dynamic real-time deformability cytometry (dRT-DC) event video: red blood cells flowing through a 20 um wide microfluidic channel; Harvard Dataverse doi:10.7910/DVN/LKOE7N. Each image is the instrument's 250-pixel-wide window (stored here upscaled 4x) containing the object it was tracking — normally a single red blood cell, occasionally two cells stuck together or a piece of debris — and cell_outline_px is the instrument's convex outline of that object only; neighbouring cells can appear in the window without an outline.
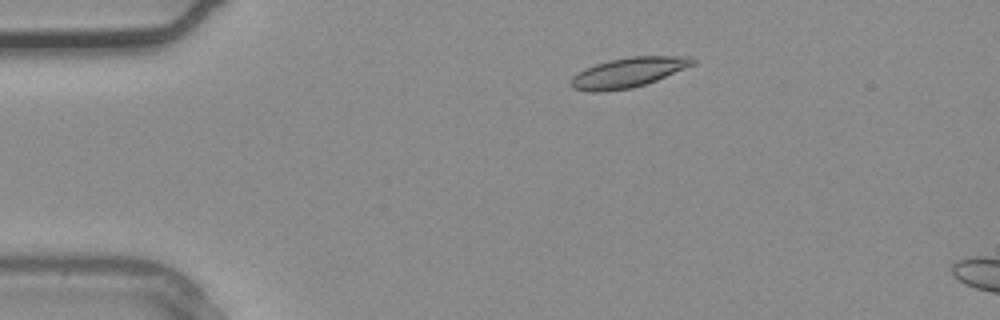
{"species": "common noctule bat (a hibernating species)", "species_latin": "Nyctalus noctula", "temperature_condition": "warm", "stored_images_in_passage": 6, "camera_frame_rate_fps": 3000, "um_per_image_px": 0.085, "animal": {"sex": "male", "body_mass_g": 20.4}, "frame": {"image": 1, "passage_image": 3, "time_ms": 0.667, "image_size_px": [1000, 320], "cell_outline_px": [[696, 64], [656, 80], [632, 88], [600, 92], [592, 92], [572, 88], [568, 84], [572, 76], [596, 64], [608, 60], [632, 56], [692, 56], [696, 60]], "centroid_in_image_um": [53.41, 6.16], "position_along_channel_um": 31.6, "area_um2": 21.15}}